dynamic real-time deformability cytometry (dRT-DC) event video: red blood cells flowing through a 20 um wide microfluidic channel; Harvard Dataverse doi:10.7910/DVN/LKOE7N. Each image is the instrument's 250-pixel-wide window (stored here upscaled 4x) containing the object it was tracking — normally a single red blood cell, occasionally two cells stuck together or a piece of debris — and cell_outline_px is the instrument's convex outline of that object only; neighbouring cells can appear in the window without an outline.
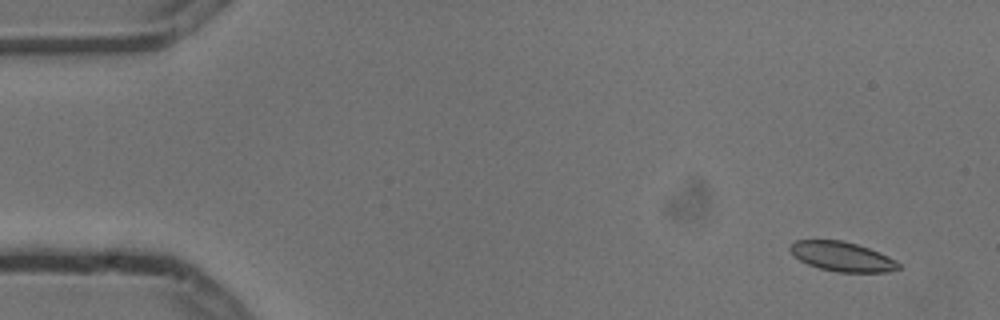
{"species": "common noctule bat (a hibernating species)", "species_latin": "Nyctalus noctula", "temperature_condition": "cold", "stored_images_in_passage": 5, "camera_frame_rate_fps": 3000, "um_per_image_px": 0.085, "animal": {"sex": "male", "body_mass_g": 13.3}, "frame": {"image": 1, "passage_image": 1, "time_ms": 0.0, "image_size_px": [1000, 320], "cell_outline_px": [[904, 268], [888, 272], [836, 272], [820, 268], [808, 264], [792, 256], [788, 248], [796, 240], [844, 240], [868, 248], [888, 256], [896, 260]], "centroid_in_image_um": [71.59, 21.81], "position_along_channel_um": 13.4, "area_um2": 18.79}}
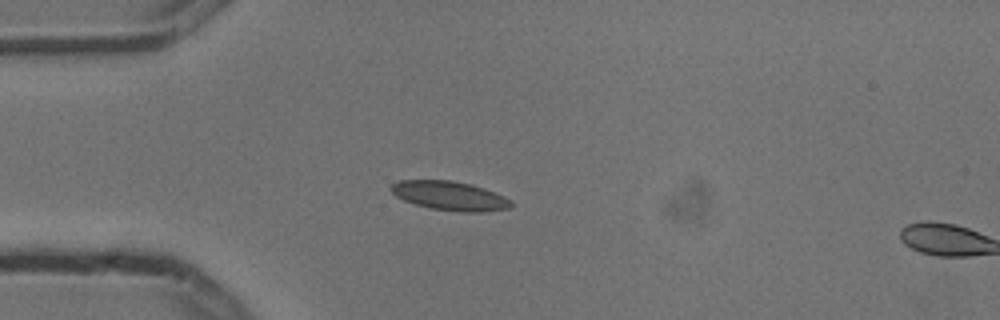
{"frame": {"image": 2, "passage_image": 4, "time_ms": 1.0, "image_size_px": [1000, 320], "cell_outline_px": [[512, 208], [484, 212], [460, 212], [428, 208], [404, 200], [396, 196], [388, 188], [392, 184], [400, 180], [452, 180], [472, 184], [484, 188], [504, 196], [512, 200]], "centroid_in_image_um": [38.25, 16.64], "position_along_channel_um": 46.7, "area_um2": 20.58}}